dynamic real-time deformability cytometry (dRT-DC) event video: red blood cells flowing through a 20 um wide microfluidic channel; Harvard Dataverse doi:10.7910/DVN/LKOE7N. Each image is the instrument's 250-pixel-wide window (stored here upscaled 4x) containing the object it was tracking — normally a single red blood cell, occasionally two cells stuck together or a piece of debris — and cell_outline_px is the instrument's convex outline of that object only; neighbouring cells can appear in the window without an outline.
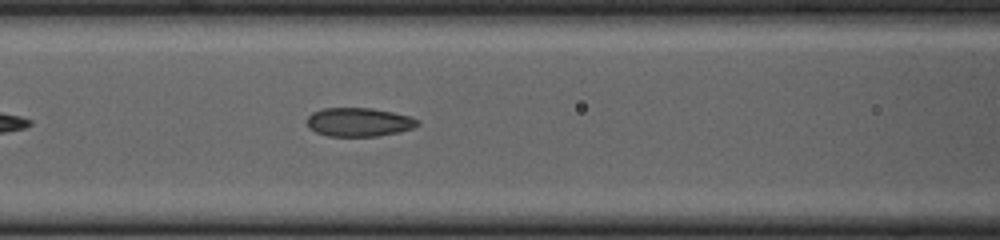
{"species": "common noctule bat (a hibernating species)", "species_latin": "Nyctalus noctula", "temperature_condition": "cold", "stored_images_in_passage": 18, "camera_frame_rate_fps": 3000, "um_per_image_px": 0.085, "animal": {"sex": "female", "body_mass_g": 23.0, "forearm_length_mm": 53.4}, "frame": {"image": 1, "passage_image": 11, "time_ms": 3.333, "image_size_px": [1000, 240], "cell_outline_px": [[420, 124], [412, 128], [400, 132], [376, 136], [328, 136], [316, 132], [308, 128], [308, 116], [312, 112], [324, 108], [372, 108], [392, 112], [408, 116], [420, 120]], "centroid_in_image_um": [30.51, 10.38], "position_along_channel_um": 136.1, "area_um2": 18.5}}